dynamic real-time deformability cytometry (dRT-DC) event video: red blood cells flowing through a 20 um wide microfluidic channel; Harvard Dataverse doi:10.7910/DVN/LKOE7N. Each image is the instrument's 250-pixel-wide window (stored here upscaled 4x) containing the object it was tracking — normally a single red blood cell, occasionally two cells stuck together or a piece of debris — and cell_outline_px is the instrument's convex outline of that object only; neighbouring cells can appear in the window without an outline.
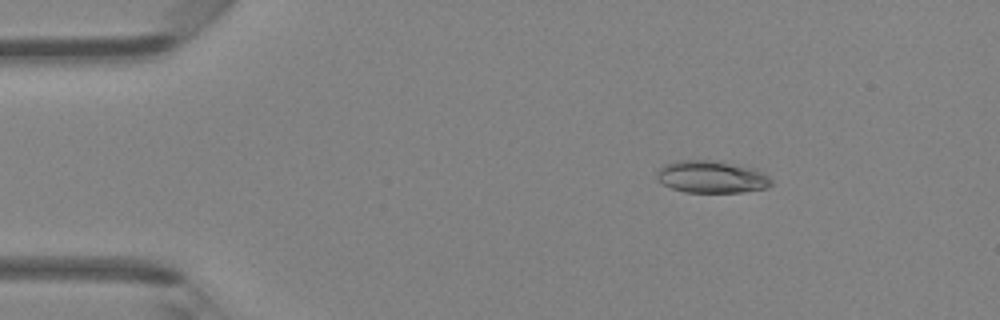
{"species": "Egyptian fruit bat (a non-hibernating species)", "species_latin": "Rousettus aegyptiacus", "temperature_condition": "room temperature", "stored_images_in_passage": 47, "camera_frame_rate_fps": 3000, "um_per_image_px": 0.085, "animal": {"sex": "female"}, "frame": {"image": 1, "passage_image": 7, "time_ms": 2.0, "image_size_px": [1000, 320], "cell_outline_px": [[772, 184], [768, 188], [740, 192], [684, 192], [672, 188], [656, 180], [656, 172], [664, 164], [676, 160], [712, 160], [748, 168], [760, 172], [768, 176], [772, 180]], "centroid_in_image_um": [60.42, 15.04], "position_along_channel_um": 24.6, "area_um2": 21.27}}
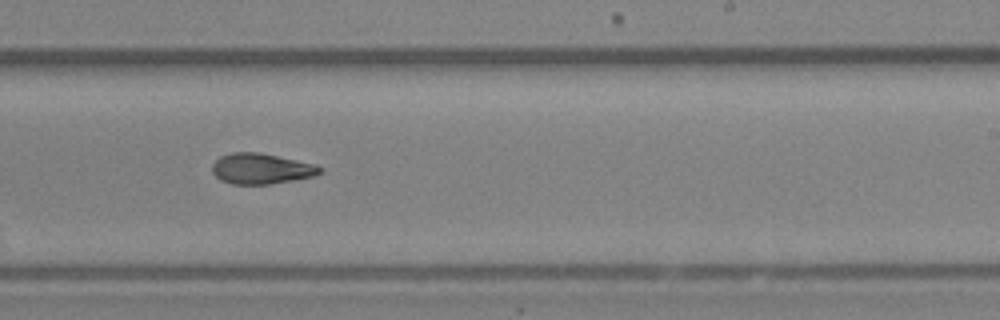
{"frame": {"image": 2, "passage_image": 29, "time_ms": 9.333, "image_size_px": [1000, 320], "cell_outline_px": [[324, 168], [320, 172], [312, 176], [292, 180], [268, 184], [232, 184], [220, 180], [212, 172], [212, 164], [220, 156], [232, 152], [256, 152], [316, 164]], "centroid_in_image_um": [22.17, 14.33], "position_along_channel_um": 266.8, "area_um2": 19.02}}
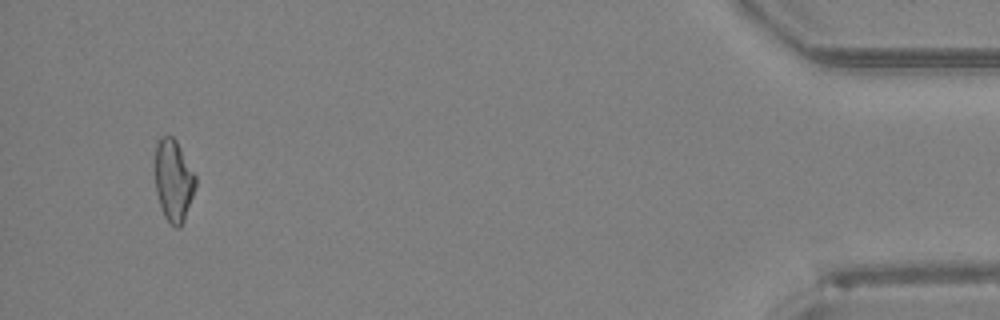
{"frame": {"image": 3, "passage_image": 45, "time_ms": 14.667, "image_size_px": [1000, 320], "cell_outline_px": [[196, 184], [184, 220], [180, 228], [176, 228], [164, 216], [156, 192], [156, 140], [160, 136], [172, 136], [176, 140], [196, 176]], "centroid_in_image_um": [14.75, 15.32], "position_along_channel_um": 420.5, "area_um2": 19.02}, "authors_computed_cell_mechanics": {"area_um2": 19.5942, "velocity_mm_per_s": 4.2994, "shape_relaxation_time_tau1_ms": 7.3829, "shape_relaxation_time_tau2_ms": 4.0039, "deformation_change_tau1": 0.1884, "deformation_change_tau2": 0.1173}}